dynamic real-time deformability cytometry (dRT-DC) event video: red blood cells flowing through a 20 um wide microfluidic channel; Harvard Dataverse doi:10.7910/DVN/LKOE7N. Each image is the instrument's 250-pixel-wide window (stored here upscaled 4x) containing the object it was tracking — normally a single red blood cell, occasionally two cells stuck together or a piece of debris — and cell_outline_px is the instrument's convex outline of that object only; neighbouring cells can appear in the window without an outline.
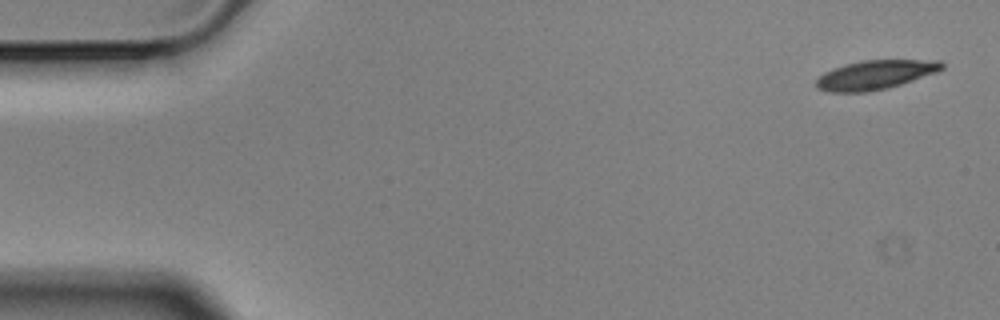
{"species": "Egyptian fruit bat (a non-hibernating species)", "species_latin": "Rousettus aegyptiacus", "temperature_condition": "cold", "stored_images_in_passage": 55, "camera_frame_rate_fps": 3000, "um_per_image_px": 0.085, "animal": {"sex": "male"}, "frame": {"image": 1, "passage_image": 1, "time_ms": 0.0, "image_size_px": [1000, 320], "cell_outline_px": [[944, 68], [936, 72], [888, 88], [868, 92], [832, 92], [816, 88], [816, 80], [824, 72], [848, 64], [864, 60], [940, 60], [944, 64]], "centroid_in_image_um": [74.41, 6.36], "position_along_channel_um": 10.6, "area_um2": 21.04}}
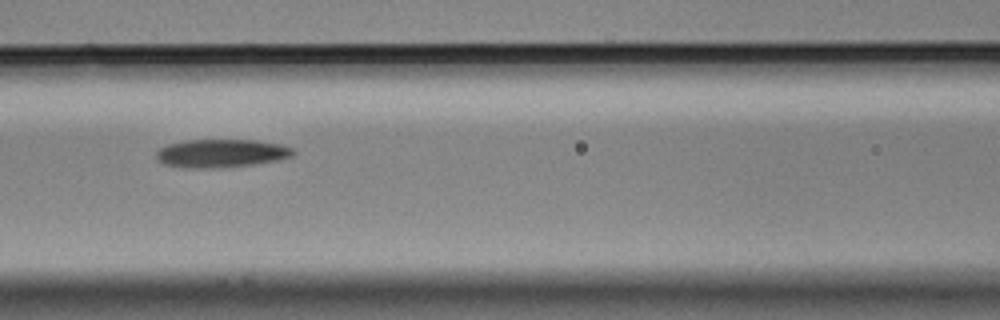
{"frame": {"image": 2, "passage_image": 23, "time_ms": 7.333, "image_size_px": [1000, 320], "cell_outline_px": [[296, 152], [292, 156], [276, 160], [256, 164], [216, 168], [184, 168], [164, 164], [156, 156], [156, 152], [160, 148], [168, 144], [184, 140], [256, 140], [280, 144], [296, 148]], "centroid_in_image_um": [18.84, 13.03], "position_along_channel_um": 147.8, "area_um2": 22.66}}
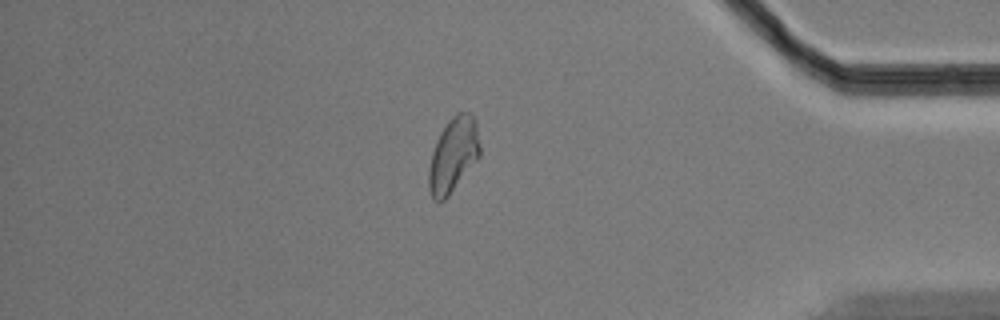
{"frame": {"image": 3, "passage_image": 47, "time_ms": 15.333, "image_size_px": [1000, 320], "cell_outline_px": [[480, 156], [448, 196], [444, 200], [436, 200], [432, 196], [428, 188], [428, 172], [432, 152], [440, 132], [448, 120], [456, 112], [472, 112], [476, 120], [480, 148]], "centroid_in_image_um": [38.53, 13.12], "position_along_channel_um": 396.7, "area_um2": 22.2}}